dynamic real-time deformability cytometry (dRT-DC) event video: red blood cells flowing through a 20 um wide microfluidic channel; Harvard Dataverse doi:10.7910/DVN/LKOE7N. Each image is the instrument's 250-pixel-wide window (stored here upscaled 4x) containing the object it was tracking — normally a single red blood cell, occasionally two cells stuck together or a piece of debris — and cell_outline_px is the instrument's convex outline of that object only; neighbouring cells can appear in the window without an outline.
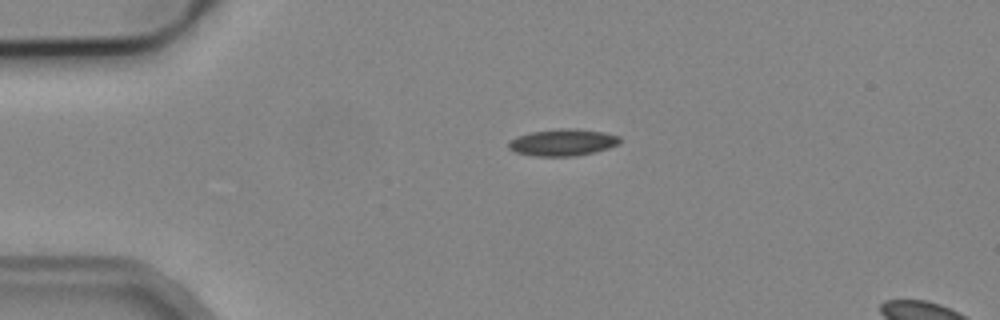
{"species": "common noctule bat (a hibernating species)", "species_latin": "Nyctalus noctula", "temperature_condition": "cold", "stored_images_in_passage": 3, "segment_of_instrument_passage": [1, 2], "camera_frame_rate_fps": 3000, "um_per_image_px": 0.085, "animal": {"sex": "male", "body_mass_g": 19.2, "forearm_length_mm": 51.8}, "frame": {"image": 1, "passage_image": 1, "time_ms": 0.0, "image_size_px": [1000, 320], "cell_outline_px": [[620, 144], [596, 152], [576, 156], [532, 156], [516, 152], [508, 148], [508, 140], [516, 136], [532, 132], [560, 128], [576, 128], [604, 132], [620, 136]], "centroid_in_image_um": [47.84, 12.1], "position_along_channel_um": 37.2, "area_um2": 17.63}}